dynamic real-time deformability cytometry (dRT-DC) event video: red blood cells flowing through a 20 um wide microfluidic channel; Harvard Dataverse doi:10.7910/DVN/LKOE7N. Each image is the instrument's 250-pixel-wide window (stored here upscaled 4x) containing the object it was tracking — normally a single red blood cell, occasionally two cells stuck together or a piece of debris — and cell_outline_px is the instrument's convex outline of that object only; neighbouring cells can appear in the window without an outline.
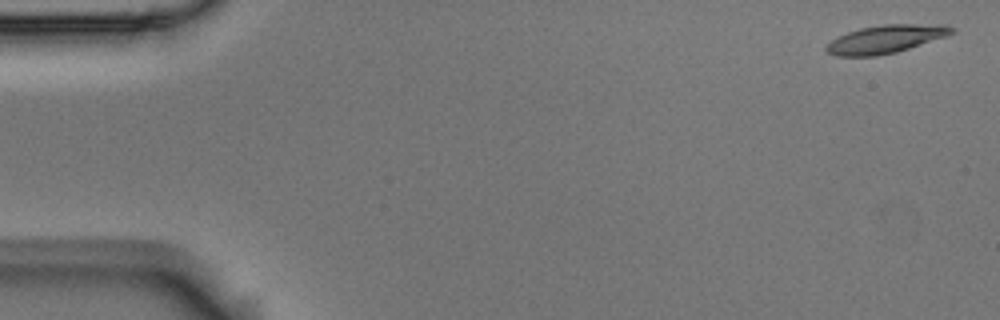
{"species": "Egyptian fruit bat (a non-hibernating species)", "species_latin": "Rousettus aegyptiacus", "temperature_condition": "room temperature", "stored_images_in_passage": 4, "camera_frame_rate_fps": 3000, "um_per_image_px": 0.085, "animal": {"sex": "male"}, "frame": {"image": 1, "passage_image": 1, "time_ms": 0.0, "image_size_px": [1000, 320], "cell_outline_px": [[956, 32], [948, 36], [896, 52], [876, 56], [836, 56], [828, 52], [824, 48], [832, 40], [848, 32], [860, 28], [884, 24], [948, 24], [956, 28]], "centroid_in_image_um": [75.37, 3.31], "position_along_channel_um": 9.6, "area_um2": 20.63}}
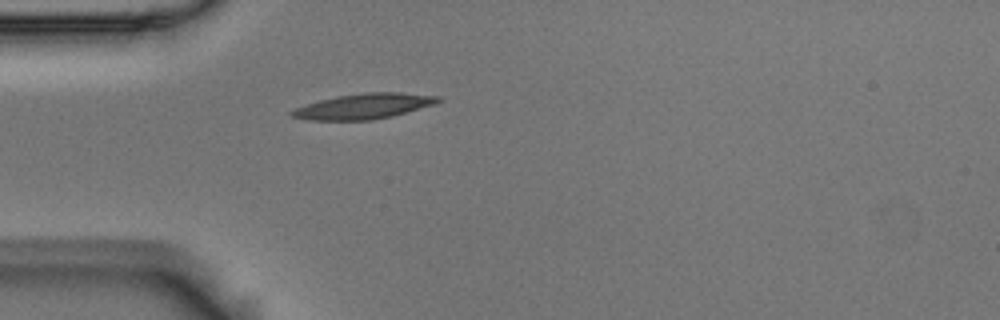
{"frame": {"image": 2, "passage_image": 4, "time_ms": 1.0, "image_size_px": [1000, 320], "cell_outline_px": [[444, 100], [436, 104], [392, 116], [372, 120], [308, 120], [292, 116], [288, 112], [296, 108], [320, 100], [336, 96], [368, 92], [400, 92], [440, 96]], "centroid_in_image_um": [30.98, 9.02], "position_along_channel_um": 54.0, "area_um2": 21.62}}